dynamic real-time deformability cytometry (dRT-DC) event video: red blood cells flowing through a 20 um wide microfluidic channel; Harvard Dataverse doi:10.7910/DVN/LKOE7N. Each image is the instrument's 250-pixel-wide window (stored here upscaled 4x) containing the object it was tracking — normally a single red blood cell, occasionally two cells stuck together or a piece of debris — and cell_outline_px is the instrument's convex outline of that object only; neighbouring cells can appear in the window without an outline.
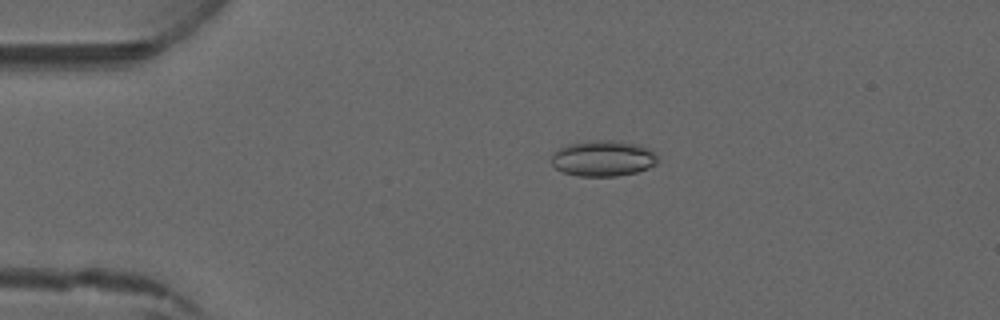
{"species": "common noctule bat (a hibernating species)", "species_latin": "Nyctalus noctula", "temperature_condition": "warm", "stored_images_in_passage": 4, "camera_frame_rate_fps": 3000, "um_per_image_px": 0.085, "animal": {"sex": "male", "forearm_length_mm": 52.5}, "frame": {"image": 1, "passage_image": 3, "time_ms": 2.333, "image_size_px": [1000, 320], "cell_outline_px": [[656, 164], [648, 168], [636, 172], [616, 176], [580, 176], [564, 172], [556, 168], [552, 164], [552, 152], [568, 144], [592, 140], [620, 140], [640, 144], [652, 152], [656, 156]], "centroid_in_image_um": [51.25, 13.45], "position_along_channel_um": 33.8, "area_um2": 22.14}}